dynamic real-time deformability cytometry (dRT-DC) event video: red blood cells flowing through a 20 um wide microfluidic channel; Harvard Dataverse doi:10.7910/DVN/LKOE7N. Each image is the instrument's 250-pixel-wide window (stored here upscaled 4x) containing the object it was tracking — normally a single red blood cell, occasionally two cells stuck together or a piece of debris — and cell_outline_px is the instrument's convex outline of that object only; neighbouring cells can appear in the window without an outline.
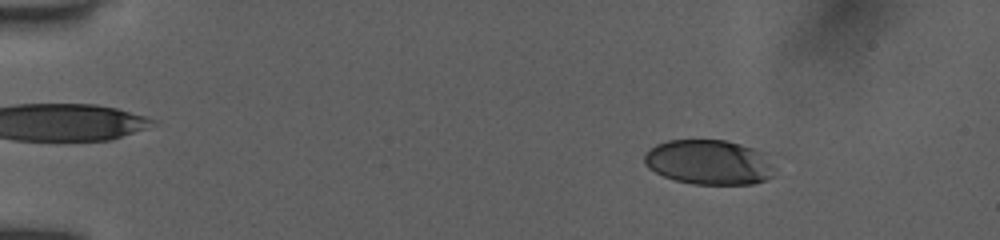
{"species": "human", "species_latin": "Homo sapiens", "temperature_condition": "room temperature", "stored_images_in_passage": 15, "camera_frame_rate_fps": 3000, "um_per_image_px": 0.085, "donor": {"sex": "female"}, "frame": {"image": 1, "passage_image": 7, "time_ms": 1.667, "image_size_px": [1000, 240], "cell_outline_px": [[776, 168], [772, 176], [764, 180], [752, 184], [692, 184], [676, 180], [664, 176], [648, 168], [644, 164], [644, 152], [648, 148], [656, 144], [668, 140], [724, 140], [740, 144], [764, 152]], "centroid_in_image_um": [60.25, 13.78], "position_along_channel_um": 24.7, "area_um2": 34.28}}
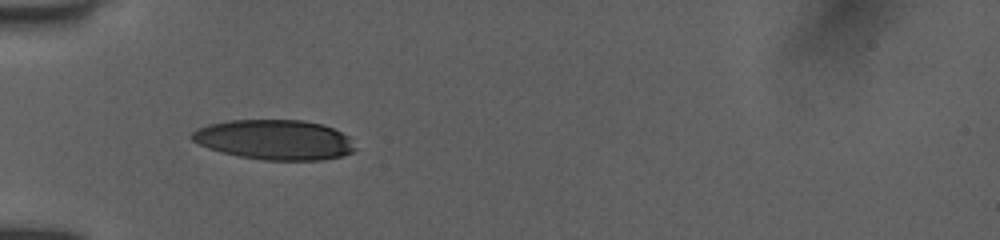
{"frame": {"image": 2, "passage_image": 13, "time_ms": 5.0, "image_size_px": [1000, 240], "cell_outline_px": [[356, 148], [352, 152], [340, 156], [320, 160], [264, 160], [240, 156], [220, 152], [208, 148], [192, 140], [188, 136], [196, 128], [208, 124], [228, 120], [304, 120], [324, 124], [348, 136]], "centroid_in_image_um": [23.3, 11.87], "position_along_channel_um": 61.7, "area_um2": 38.09}}
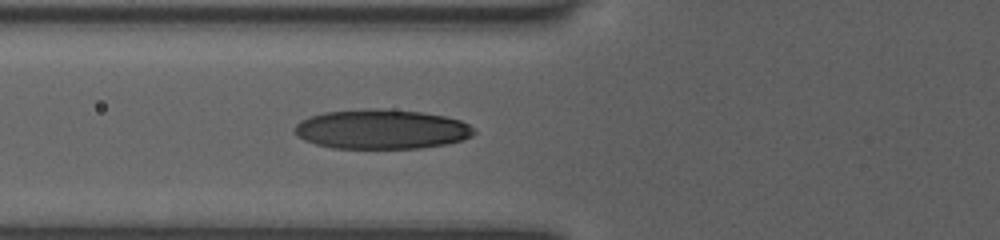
{"frame": {"image": 3, "passage_image": 15, "time_ms": 6.0, "image_size_px": [1000, 240], "cell_outline_px": [[476, 132], [472, 136], [464, 140], [444, 144], [420, 148], [332, 148], [316, 144], [304, 140], [296, 136], [296, 124], [300, 120], [308, 116], [324, 112], [364, 108], [376, 108], [420, 112], [444, 116], [460, 120], [468, 124]], "centroid_in_image_um": [32.41, 10.98], "position_along_channel_um": 93.4, "area_um2": 41.44}}